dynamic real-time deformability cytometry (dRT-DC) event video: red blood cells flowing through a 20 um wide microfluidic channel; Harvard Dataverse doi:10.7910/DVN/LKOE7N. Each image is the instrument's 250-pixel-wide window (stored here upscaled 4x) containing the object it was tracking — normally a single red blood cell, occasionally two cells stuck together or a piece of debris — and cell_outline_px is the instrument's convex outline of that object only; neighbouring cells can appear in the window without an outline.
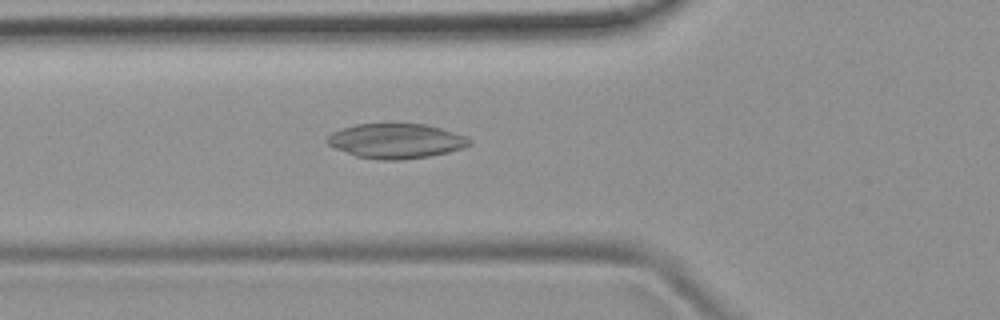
{"species": "common noctule bat (a hibernating species)", "species_latin": "Nyctalus noctula", "temperature_condition": "room temperature", "stored_images_in_passage": 51, "camera_frame_rate_fps": 3000, "um_per_image_px": 0.085, "animal": {"sex": "female", "body_mass_g": 19.9}, "frame": {"image": 1, "passage_image": 18, "time_ms": 5.667, "image_size_px": [1000, 320], "cell_outline_px": [[472, 144], [448, 152], [428, 156], [400, 160], [380, 160], [356, 156], [336, 148], [328, 144], [324, 140], [332, 132], [340, 128], [356, 124], [424, 124], [440, 128], [468, 136], [472, 140]], "centroid_in_image_um": [33.65, 11.98], "position_along_channel_um": 92.1, "area_um2": 28.78}}
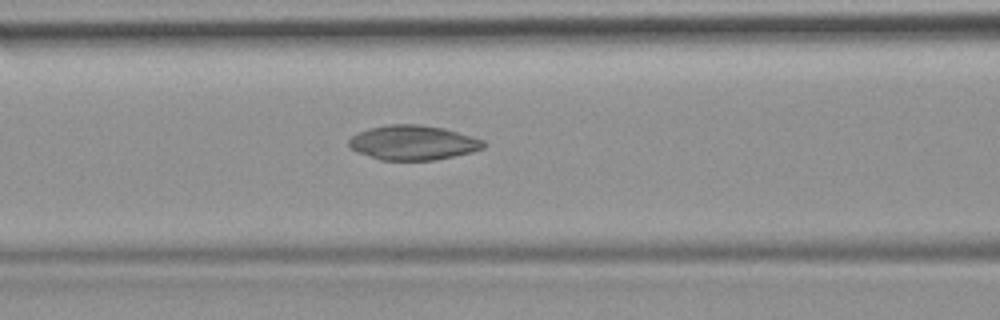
{"frame": {"image": 2, "passage_image": 21, "time_ms": 6.667, "image_size_px": [1000, 320], "cell_outline_px": [[484, 148], [472, 152], [432, 160], [380, 160], [356, 152], [348, 148], [348, 140], [352, 136], [368, 128], [388, 124], [420, 124], [444, 128], [472, 136], [484, 140]], "centroid_in_image_um": [35.07, 12.12], "position_along_channel_um": 131.5, "area_um2": 27.28}}
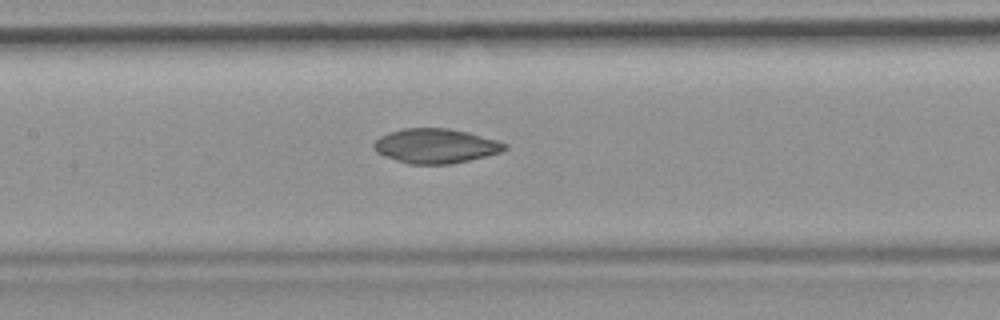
{"frame": {"image": 3, "passage_image": 24, "time_ms": 7.667, "image_size_px": [1000, 320], "cell_outline_px": [[508, 148], [500, 152], [452, 164], [408, 164], [384, 156], [376, 152], [372, 144], [380, 136], [388, 132], [404, 128], [448, 128], [468, 132], [496, 140], [508, 144]], "centroid_in_image_um": [37.0, 12.4], "position_along_channel_um": 170.4, "area_um2": 26.36}, "authors_computed_cell_mechanics": {"area_um2": 27.1082, "velocity_mm_per_s": 3.8828, "shape_relaxation_time_tau1_ms": null, "shape_relaxation_time_tau2_ms": 5.6433, "deformation_change_tau1": null, "deformation_change_tau2": 0.07}}